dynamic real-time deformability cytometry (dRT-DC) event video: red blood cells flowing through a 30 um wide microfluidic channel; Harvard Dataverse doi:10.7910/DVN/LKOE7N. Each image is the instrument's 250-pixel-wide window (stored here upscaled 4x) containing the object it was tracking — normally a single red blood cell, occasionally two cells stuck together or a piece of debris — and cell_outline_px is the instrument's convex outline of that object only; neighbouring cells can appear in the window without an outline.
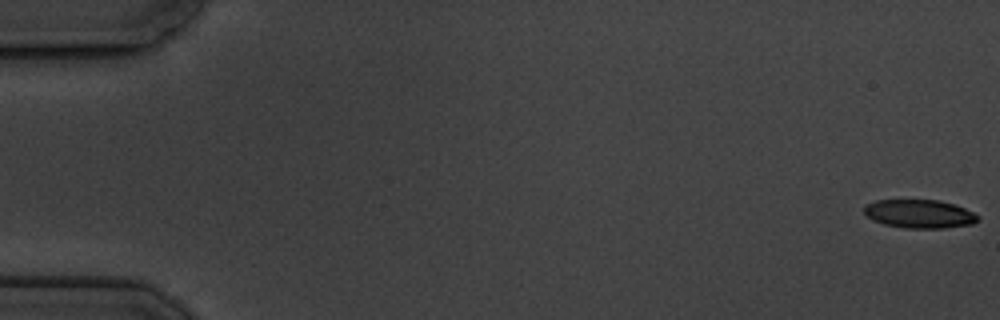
{"species": "common noctule bat (a hibernating species)", "species_latin": "Nyctalus noctula", "temperature_condition": "cold", "stored_images_in_passage": 5, "camera_frame_rate_fps": 3000, "um_per_image_px": 0.085, "animal": {"sex": "male", "body_mass_g": 19.5, "forearm_length_mm": 54.6}, "frame": {"image": 1, "passage_image": 1, "time_ms": 0.0, "image_size_px": [1000, 320], "cell_outline_px": [[980, 220], [972, 224], [944, 228], [904, 228], [884, 224], [872, 220], [864, 212], [864, 204], [876, 200], [940, 200], [956, 204], [980, 216]], "centroid_in_image_um": [78.16, 18.17], "position_along_channel_um": 6.8, "area_um2": 19.07}}
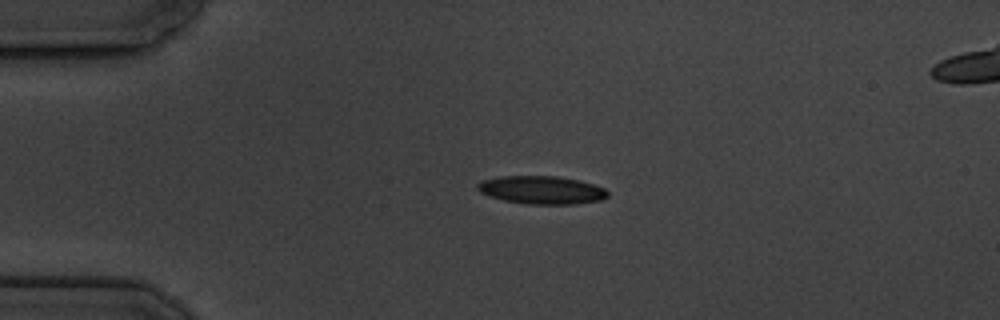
{"frame": {"image": 2, "passage_image": 4, "time_ms": 4.333, "image_size_px": [1000, 320], "cell_outline_px": [[608, 196], [600, 200], [576, 204], [528, 204], [504, 200], [488, 196], [480, 192], [476, 188], [476, 184], [480, 180], [500, 176], [556, 176], [580, 180], [604, 188], [608, 192]], "centroid_in_image_um": [46.0, 16.14], "position_along_channel_um": 39.0, "area_um2": 21.39}}